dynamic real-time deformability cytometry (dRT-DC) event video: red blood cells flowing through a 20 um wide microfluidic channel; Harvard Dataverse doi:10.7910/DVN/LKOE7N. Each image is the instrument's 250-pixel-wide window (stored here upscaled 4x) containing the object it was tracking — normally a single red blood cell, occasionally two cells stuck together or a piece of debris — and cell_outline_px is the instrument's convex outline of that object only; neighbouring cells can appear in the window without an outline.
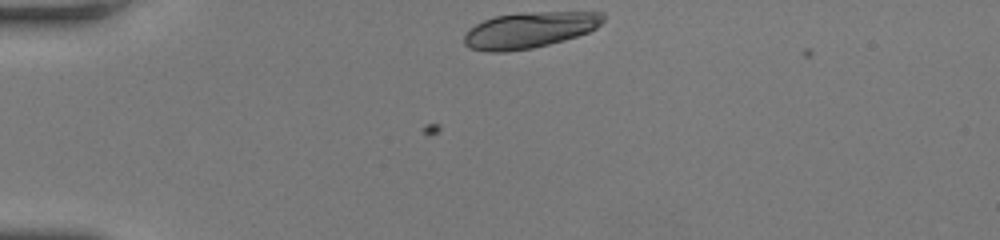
{"species": "human", "species_latin": "Homo sapiens", "temperature_condition": "room temperature", "stored_images_in_passage": 20, "camera_frame_rate_fps": 3000, "um_per_image_px": 0.085, "donor": {"sex": "female"}, "frame": {"image": 1, "passage_image": 1, "time_ms": 0.0, "image_size_px": [1000, 240], "cell_outline_px": [[604, 20], [596, 28], [588, 32], [564, 40], [532, 48], [504, 52], [488, 52], [468, 48], [464, 44], [464, 36], [468, 28], [484, 20], [496, 16], [520, 12], [604, 12]], "centroid_in_image_um": [44.97, 2.55], "position_along_channel_um": 40.0, "area_um2": 29.25}}
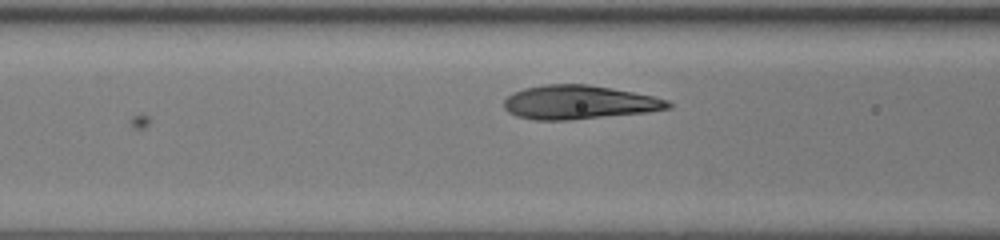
{"frame": {"image": 2, "passage_image": 12, "time_ms": 3.667, "image_size_px": [1000, 240], "cell_outline_px": [[672, 108], [648, 112], [568, 120], [536, 120], [516, 116], [508, 112], [504, 108], [504, 100], [512, 92], [524, 88], [544, 84], [588, 84], [612, 88], [652, 96], [668, 100], [672, 104]], "centroid_in_image_um": [49.19, 8.69], "position_along_channel_um": 117.4, "area_um2": 32.43}}
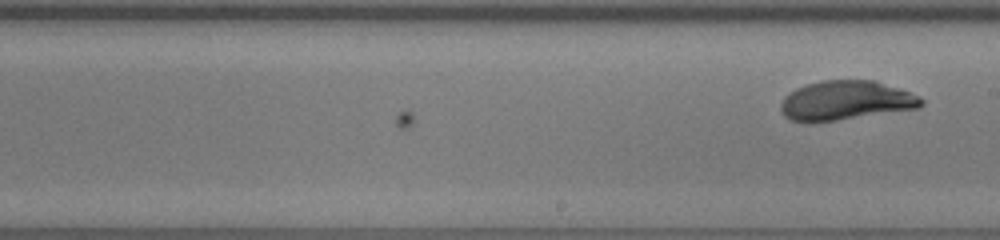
{"frame": {"image": 3, "passage_image": 20, "time_ms": 6.333, "image_size_px": [1000, 240], "cell_outline_px": [[924, 104], [920, 108], [836, 120], [792, 120], [784, 116], [780, 108], [780, 104], [784, 96], [796, 88], [808, 84], [824, 80], [872, 80], [920, 96], [924, 100]], "centroid_in_image_um": [71.91, 8.53], "position_along_channel_um": 217.1, "area_um2": 31.56}}